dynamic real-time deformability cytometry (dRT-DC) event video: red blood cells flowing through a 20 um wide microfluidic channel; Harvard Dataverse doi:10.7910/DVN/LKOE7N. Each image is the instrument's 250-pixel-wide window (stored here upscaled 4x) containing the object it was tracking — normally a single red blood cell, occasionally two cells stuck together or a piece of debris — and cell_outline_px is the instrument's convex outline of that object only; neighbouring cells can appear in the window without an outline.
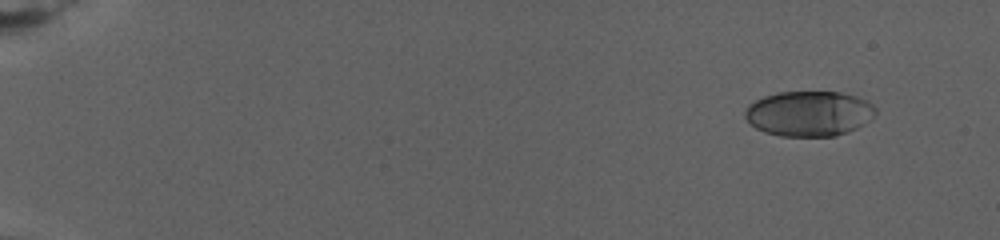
{"species": "human", "species_latin": "Homo sapiens", "temperature_condition": "warm", "stored_images_in_passage": 36, "camera_frame_rate_fps": 3000, "um_per_image_px": 0.085, "donor": {"sex": "female"}, "frame": {"image": 1, "passage_image": 1, "time_ms": 0.0, "image_size_px": [1000, 240], "cell_outline_px": [[876, 116], [864, 124], [856, 128], [836, 136], [780, 136], [764, 132], [756, 128], [744, 116], [744, 112], [748, 104], [764, 96], [776, 92], [840, 92], [856, 96], [868, 100], [876, 108]], "centroid_in_image_um": [68.78, 9.65], "position_along_channel_um": 16.2, "area_um2": 34.62}}
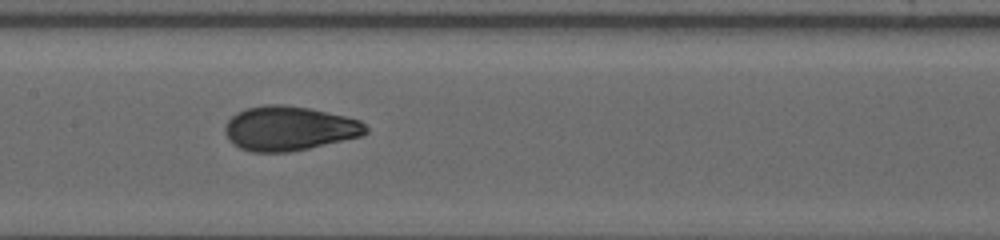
{"frame": {"image": 2, "passage_image": 20, "time_ms": 12.0, "image_size_px": [1000, 240], "cell_outline_px": [[368, 132], [364, 136], [308, 148], [288, 152], [252, 152], [240, 148], [232, 144], [228, 140], [224, 132], [224, 128], [228, 120], [236, 112], [248, 108], [264, 104], [284, 104], [308, 108], [344, 116], [360, 120], [368, 128]], "centroid_in_image_um": [24.56, 10.92], "position_along_channel_um": 182.8, "area_um2": 36.59}}
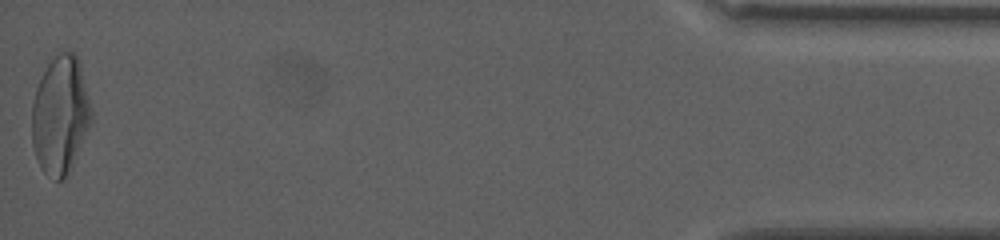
{"frame": {"image": 3, "passage_image": 36, "time_ms": 24.0, "image_size_px": [1000, 240], "cell_outline_px": [[92, 120], [64, 180], [56, 180], [44, 172], [40, 168], [32, 144], [32, 104], [36, 88], [56, 48], [76, 52], [80, 60], [92, 112]], "centroid_in_image_um": [5.12, 9.68], "position_along_channel_um": 430.1, "area_um2": 41.04}, "authors_computed_cell_mechanics": {"area_um2": 35.9516, "velocity_mm_per_s": 2.7327, "shape_relaxation_time_tau1_ms": 7.349, "shape_relaxation_time_tau2_ms": 1.3651, "deformation_change_tau1": 0.2307, "deformation_change_tau2": 0.0595}}